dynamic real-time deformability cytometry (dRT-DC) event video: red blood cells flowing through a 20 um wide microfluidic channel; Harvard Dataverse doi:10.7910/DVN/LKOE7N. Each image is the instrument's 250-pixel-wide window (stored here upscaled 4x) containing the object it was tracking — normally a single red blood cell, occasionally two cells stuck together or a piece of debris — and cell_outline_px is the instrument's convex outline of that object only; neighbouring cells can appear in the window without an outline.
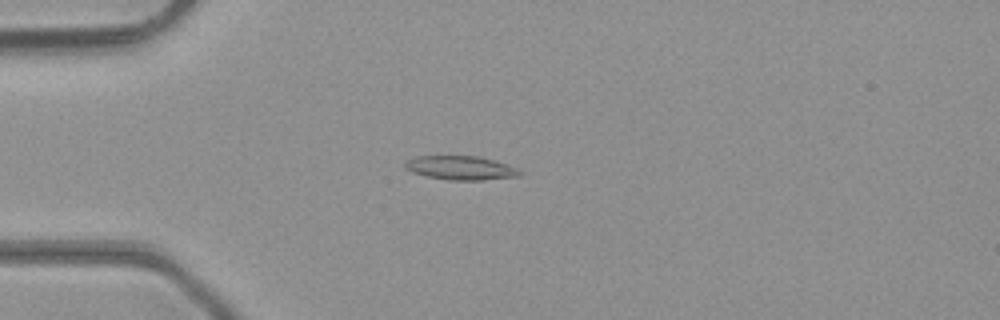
{"species": "common noctule bat (a hibernating species)", "species_latin": "Nyctalus noctula", "temperature_condition": "room temperature", "stored_images_in_passage": 3, "camera_frame_rate_fps": 3000, "um_per_image_px": 0.085, "animal": {"sex": "male", "body_mass_g": 23.1, "forearm_length_mm": 52.7}, "frame": {"image": 1, "passage_image": 3, "time_ms": 0.667, "image_size_px": [1000, 320], "cell_outline_px": [[524, 172], [520, 176], [484, 180], [448, 180], [428, 176], [412, 172], [404, 168], [404, 164], [408, 160], [416, 156], [476, 156], [492, 160], [516, 168]], "centroid_in_image_um": [39.15, 14.28], "position_along_channel_um": 45.8, "area_um2": 15.84}}